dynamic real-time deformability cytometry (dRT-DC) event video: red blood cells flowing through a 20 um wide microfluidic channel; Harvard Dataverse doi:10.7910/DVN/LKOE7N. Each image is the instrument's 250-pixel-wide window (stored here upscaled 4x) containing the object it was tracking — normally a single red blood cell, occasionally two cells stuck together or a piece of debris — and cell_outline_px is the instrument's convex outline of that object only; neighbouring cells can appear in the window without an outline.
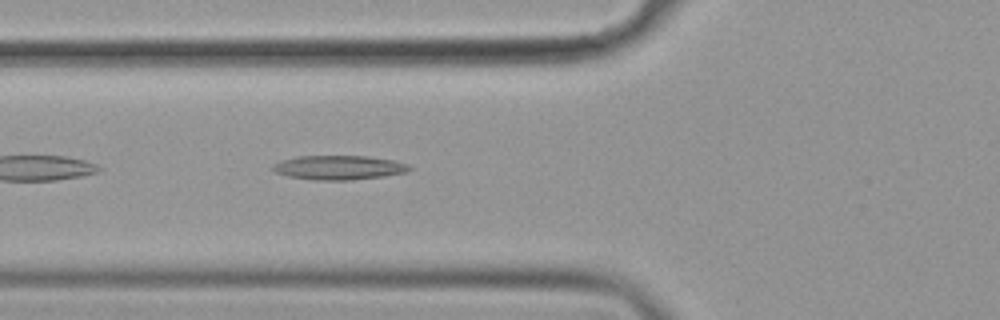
{"species": "common noctule bat (a hibernating species)", "species_latin": "Nyctalus noctula", "temperature_condition": "cold", "stored_images_in_passage": 40, "camera_frame_rate_fps": 3000, "um_per_image_px": 0.085, "animal": {"sex": "female", "body_mass_g": 19.9}, "frame": {"image": 1, "passage_image": 5, "time_ms": 1.333, "image_size_px": [1000, 320], "cell_outline_px": [[412, 168], [408, 172], [384, 176], [352, 180], [312, 180], [288, 176], [276, 172], [272, 168], [272, 164], [280, 160], [296, 156], [368, 156], [392, 160], [408, 164]], "centroid_in_image_um": [28.79, 14.24], "position_along_channel_um": 97.0, "area_um2": 19.42}}
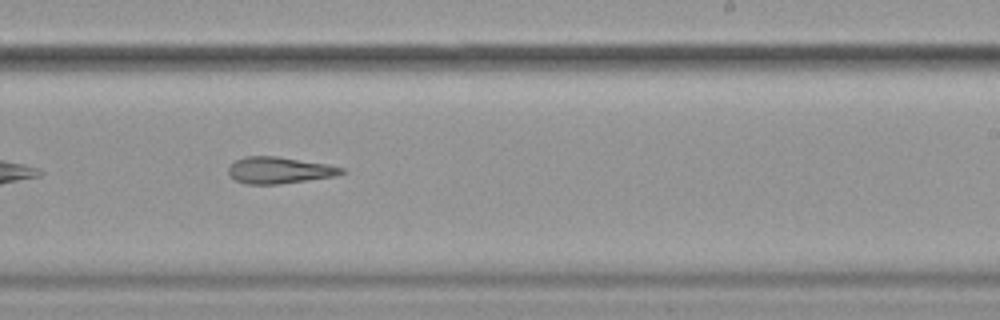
{"frame": {"image": 2, "passage_image": 19, "time_ms": 6.0, "image_size_px": [1000, 320], "cell_outline_px": [[344, 172], [336, 176], [280, 184], [248, 184], [236, 180], [228, 176], [228, 168], [236, 160], [244, 156], [276, 156], [324, 164], [344, 168]], "centroid_in_image_um": [23.7, 14.47], "position_along_channel_um": 265.3, "area_um2": 17.34}}
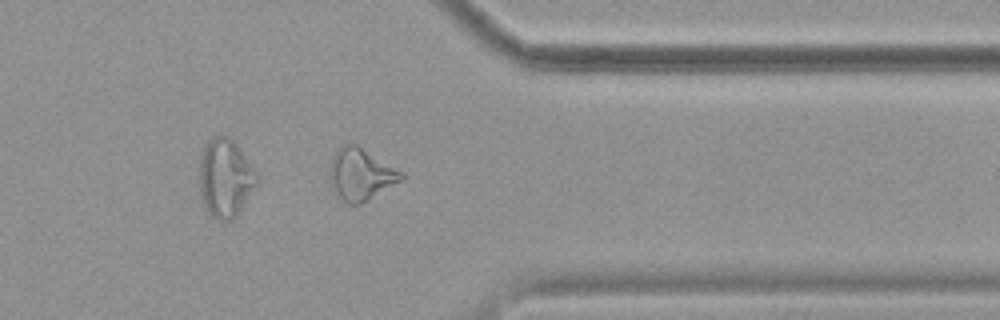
{"frame": {"image": 3, "passage_image": 29, "time_ms": 9.333, "image_size_px": [1000, 320], "cell_outline_px": [[408, 176], [404, 180], [360, 204], [348, 204], [336, 192], [328, 176], [328, 168], [332, 156], [340, 144], [356, 144], [404, 172]], "centroid_in_image_um": [30.69, 14.79], "position_along_channel_um": 380.7, "area_um2": 21.85}, "authors_computed_cell_mechanics": {"area_um2": 18.9006, "velocity_mm_per_s": 3.6048, "shape_relaxation_time_tau1_ms": null, "shape_relaxation_time_tau2_ms": 8.4755, "deformation_change_tau1": null, "deformation_change_tau2": 0.2375}}